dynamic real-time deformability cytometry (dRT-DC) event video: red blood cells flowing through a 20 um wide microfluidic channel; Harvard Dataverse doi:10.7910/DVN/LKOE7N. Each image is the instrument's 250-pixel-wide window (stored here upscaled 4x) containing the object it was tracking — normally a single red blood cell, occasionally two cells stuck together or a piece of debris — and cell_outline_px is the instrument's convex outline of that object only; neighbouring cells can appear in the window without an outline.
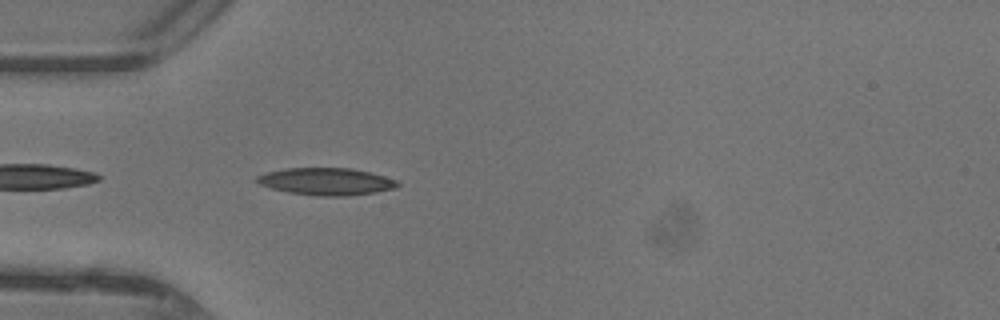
{"species": "common noctule bat (a hibernating species)", "species_latin": "Nyctalus noctula", "temperature_condition": "warm", "stored_images_in_passage": 33, "camera_frame_rate_fps": 3000, "um_per_image_px": 0.085, "animal": {"sex": "female"}, "frame": {"image": 1, "passage_image": 2, "time_ms": 0.333, "image_size_px": [1000, 320], "cell_outline_px": [[400, 184], [396, 188], [376, 192], [348, 196], [320, 196], [288, 192], [272, 188], [260, 184], [256, 180], [256, 176], [268, 172], [288, 168], [352, 168], [384, 176], [396, 180]], "centroid_in_image_um": [27.76, 15.43], "position_along_channel_um": 57.2, "area_um2": 22.14}}
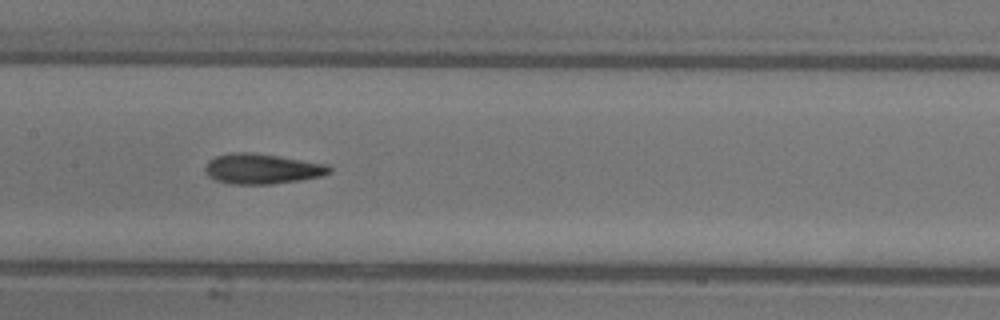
{"frame": {"image": 2, "passage_image": 11, "time_ms": 3.333, "image_size_px": [1000, 320], "cell_outline_px": [[332, 172], [320, 176], [300, 180], [272, 184], [228, 184], [216, 180], [208, 176], [204, 172], [204, 168], [208, 160], [216, 156], [232, 152], [252, 152], [328, 164], [332, 168]], "centroid_in_image_um": [22.24, 14.35], "position_along_channel_um": 185.2, "area_um2": 22.02}}
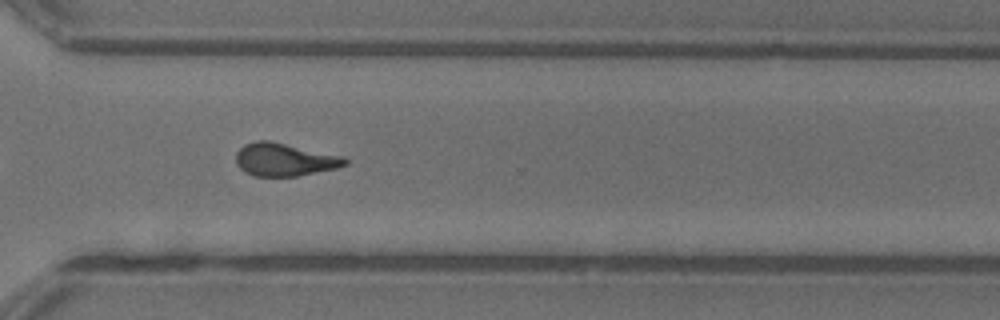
{"frame": {"image": 3, "passage_image": 22, "time_ms": 7.0, "image_size_px": [1000, 320], "cell_outline_px": [[348, 164], [336, 168], [296, 176], [256, 176], [244, 172], [236, 164], [236, 152], [244, 144], [256, 140], [272, 140], [344, 156], [348, 160]], "centroid_in_image_um": [24.18, 13.54], "position_along_channel_um": 346.4, "area_um2": 21.15}, "authors_computed_cell_mechanics": {"area_um2": 20.8658, "velocity_mm_per_s": 4.4183, "shape_relaxation_time_tau1_ms": 6.0312, "shape_relaxation_time_tau2_ms": 2.1166, "deformation_change_tau1": 0.2198, "deformation_change_tau2": 0.115}}